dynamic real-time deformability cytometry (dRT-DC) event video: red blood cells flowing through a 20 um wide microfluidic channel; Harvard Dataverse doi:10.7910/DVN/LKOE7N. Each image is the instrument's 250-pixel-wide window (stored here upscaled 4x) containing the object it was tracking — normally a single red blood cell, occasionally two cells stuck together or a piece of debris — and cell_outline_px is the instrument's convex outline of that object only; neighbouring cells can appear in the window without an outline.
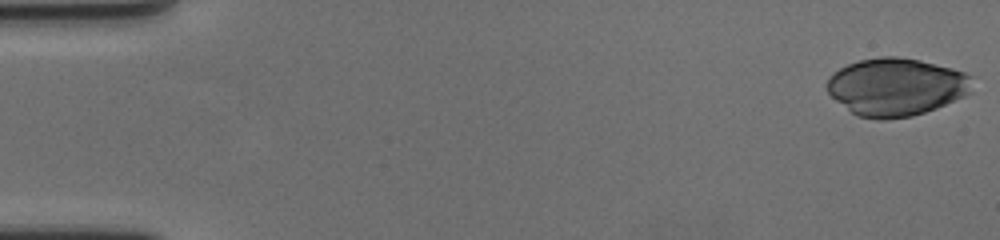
{"species": "human", "species_latin": "Homo sapiens", "temperature_condition": "cold", "stored_images_in_passage": 59, "camera_frame_rate_fps": 3000, "um_per_image_px": 0.085, "donor": {"sex": "female"}, "frame": {"image": 1, "passage_image": 1, "time_ms": 0.0, "image_size_px": [1000, 240], "cell_outline_px": [[972, 92], [964, 96], [936, 108], [912, 116], [888, 120], [876, 120], [856, 116], [836, 100], [828, 92], [828, 80], [832, 72], [848, 64], [860, 60], [880, 56], [896, 56], [920, 60], [952, 68], [964, 72], [968, 76]], "centroid_in_image_um": [76.15, 7.39], "position_along_channel_um": 8.9, "area_um2": 48.78}}
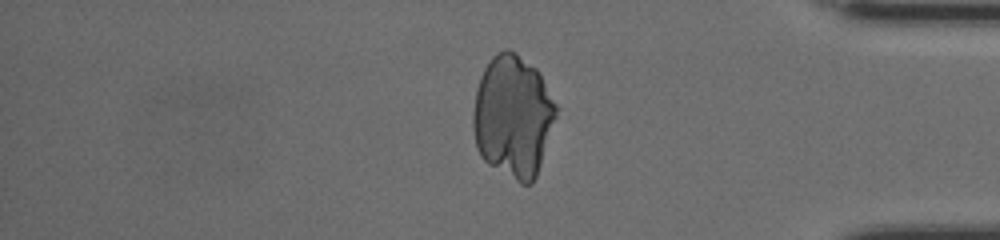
{"frame": {"image": 2, "passage_image": 50, "time_ms": 16.333, "image_size_px": [1000, 240], "cell_outline_px": [[560, 108], [536, 176], [532, 184], [520, 184], [488, 164], [480, 156], [476, 148], [472, 128], [472, 112], [476, 88], [480, 76], [484, 68], [492, 56], [496, 52], [504, 48], [508, 48], [516, 52], [536, 68]], "centroid_in_image_um": [43.6, 9.88], "position_along_channel_um": 391.6, "area_um2": 60.05}}
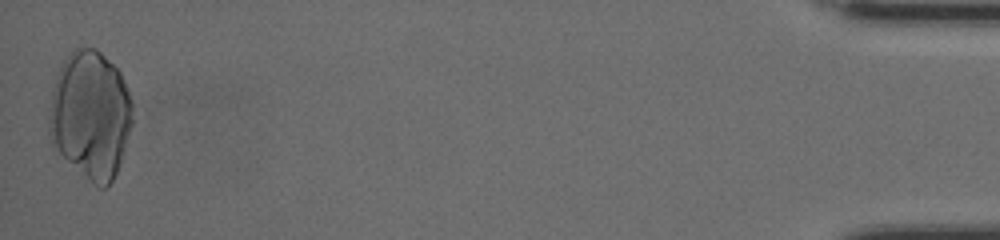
{"frame": {"image": 3, "passage_image": 59, "time_ms": 19.333, "image_size_px": [1000, 240], "cell_outline_px": [[132, 124], [120, 164], [112, 180], [104, 188], [96, 188], [52, 148], [48, 132], [48, 116], [52, 92], [56, 76], [64, 60], [76, 48], [96, 48], [120, 72], [124, 80], [132, 100]], "centroid_in_image_um": [7.68, 9.82], "position_along_channel_um": 427.5, "area_um2": 62.6}}